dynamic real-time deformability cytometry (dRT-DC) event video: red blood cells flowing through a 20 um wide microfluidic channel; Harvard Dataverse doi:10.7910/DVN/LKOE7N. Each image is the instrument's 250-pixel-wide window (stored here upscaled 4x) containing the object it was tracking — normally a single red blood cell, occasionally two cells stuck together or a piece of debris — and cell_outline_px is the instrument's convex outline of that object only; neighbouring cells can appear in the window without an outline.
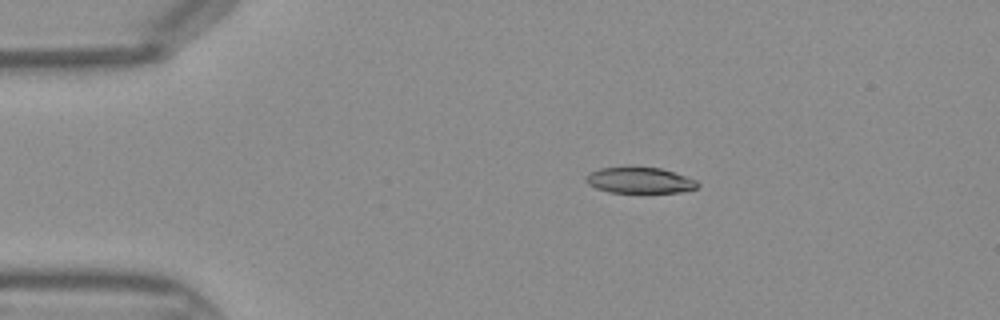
{"species": "Egyptian fruit bat (a non-hibernating species)", "species_latin": "Rousettus aegyptiacus", "temperature_condition": "warm", "stored_images_in_passage": 7, "camera_frame_rate_fps": 3000, "um_per_image_px": 0.085, "frame": {"image": 1, "passage_image": 1, "time_ms": 0.0, "image_size_px": [1000, 320], "cell_outline_px": [[700, 184], [696, 188], [680, 192], [608, 192], [596, 188], [588, 184], [584, 180], [588, 172], [600, 168], [660, 168], [696, 180]], "centroid_in_image_um": [54.33, 15.34], "position_along_channel_um": 30.7, "area_um2": 16.53}}